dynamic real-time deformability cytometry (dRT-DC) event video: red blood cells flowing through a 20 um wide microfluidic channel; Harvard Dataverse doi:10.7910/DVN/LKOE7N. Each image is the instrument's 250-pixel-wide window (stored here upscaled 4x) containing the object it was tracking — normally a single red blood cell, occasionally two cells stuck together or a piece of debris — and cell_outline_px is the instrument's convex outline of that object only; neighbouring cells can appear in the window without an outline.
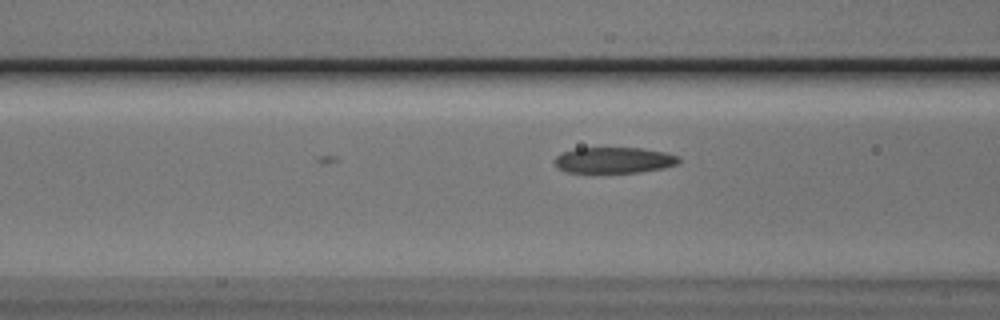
{"species": "Egyptian fruit bat (a non-hibernating species)", "species_latin": "Rousettus aegyptiacus", "temperature_condition": "cold", "stored_images_in_passage": 5, "camera_frame_rate_fps": 3000, "um_per_image_px": 0.085, "animal": {"sex": "male"}, "frame": {"image": 1, "passage_image": 5, "time_ms": 1.333, "image_size_px": [1000, 320], "cell_outline_px": [[680, 164], [664, 168], [640, 172], [564, 172], [556, 168], [552, 160], [556, 156], [564, 152], [576, 148], [640, 148], [664, 152], [680, 156]], "centroid_in_image_um": [52.18, 13.62], "position_along_channel_um": 114.4, "area_um2": 18.96}}